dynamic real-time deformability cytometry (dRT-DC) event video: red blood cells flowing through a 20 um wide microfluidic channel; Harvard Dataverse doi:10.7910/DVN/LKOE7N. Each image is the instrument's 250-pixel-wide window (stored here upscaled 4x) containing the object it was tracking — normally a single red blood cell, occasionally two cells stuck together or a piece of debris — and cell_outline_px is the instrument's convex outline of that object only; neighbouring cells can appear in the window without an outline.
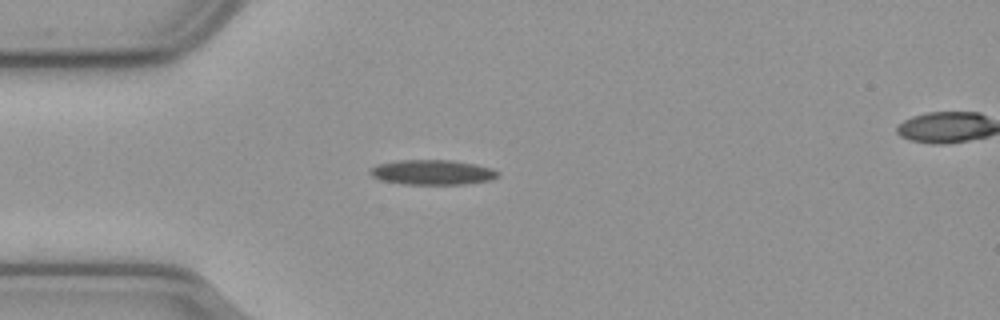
{"species": "common noctule bat (a hibernating species)", "species_latin": "Nyctalus noctula", "temperature_condition": "cold", "stored_images_in_passage": 42, "camera_frame_rate_fps": 3000, "um_per_image_px": 0.085, "animal": {"sex": "male", "body_mass_g": 23.1, "forearm_length_mm": 52.7}, "frame": {"image": 1, "passage_image": 1, "time_ms": 0.0, "image_size_px": [1000, 320], "cell_outline_px": [[500, 176], [492, 180], [464, 184], [404, 184], [380, 180], [372, 176], [368, 172], [368, 168], [376, 164], [400, 160], [452, 160], [476, 164], [492, 168], [500, 172]], "centroid_in_image_um": [36.75, 14.64], "position_along_channel_um": 48.2, "area_um2": 18.84}}
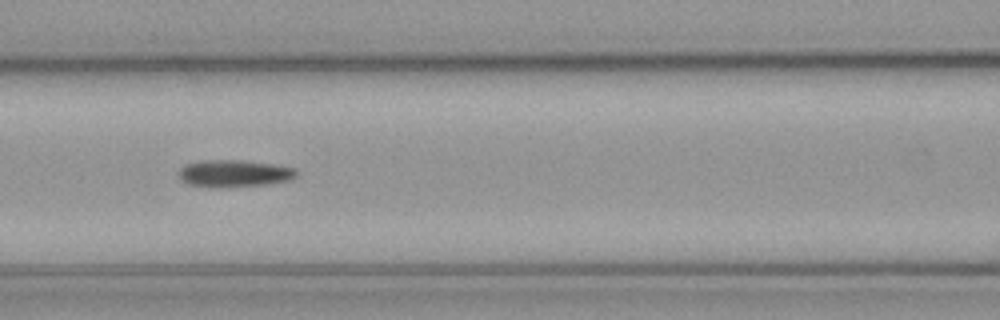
{"frame": {"image": 2, "passage_image": 10, "time_ms": 3.0, "image_size_px": [1000, 320], "cell_outline_px": [[296, 176], [288, 180], [264, 184], [188, 184], [180, 180], [180, 168], [184, 164], [196, 160], [244, 160], [272, 164], [296, 168]], "centroid_in_image_um": [19.9, 14.66], "position_along_channel_um": 146.7, "area_um2": 17.51}}
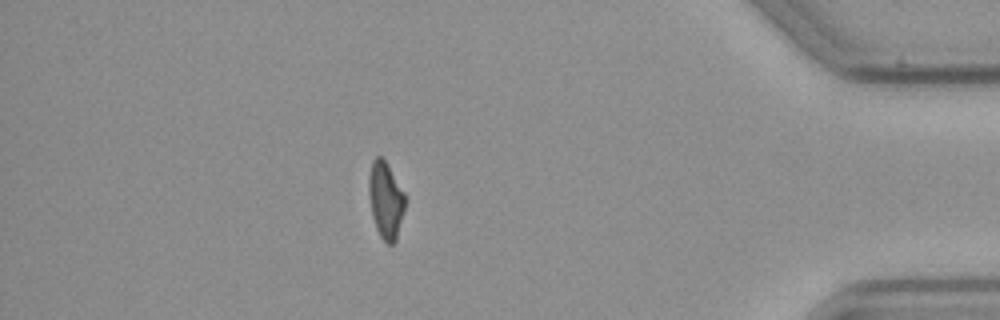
{"frame": {"image": 3, "passage_image": 35, "time_ms": 11.333, "image_size_px": [1000, 320], "cell_outline_px": [[404, 208], [396, 240], [392, 244], [388, 244], [380, 236], [376, 228], [372, 216], [368, 192], [368, 184], [372, 160], [376, 156], [380, 156], [384, 160], [404, 192]], "centroid_in_image_um": [32.76, 17.02], "position_along_channel_um": 402.4, "area_um2": 15.84}, "authors_computed_cell_mechanics": {"area_um2": 17.5134, "velocity_mm_per_s": 3.6409, "shape_relaxation_time_tau1_ms": 5.7156, "shape_relaxation_time_tau2_ms": null, "deformation_change_tau1": 0.1773, "deformation_change_tau2": null}}